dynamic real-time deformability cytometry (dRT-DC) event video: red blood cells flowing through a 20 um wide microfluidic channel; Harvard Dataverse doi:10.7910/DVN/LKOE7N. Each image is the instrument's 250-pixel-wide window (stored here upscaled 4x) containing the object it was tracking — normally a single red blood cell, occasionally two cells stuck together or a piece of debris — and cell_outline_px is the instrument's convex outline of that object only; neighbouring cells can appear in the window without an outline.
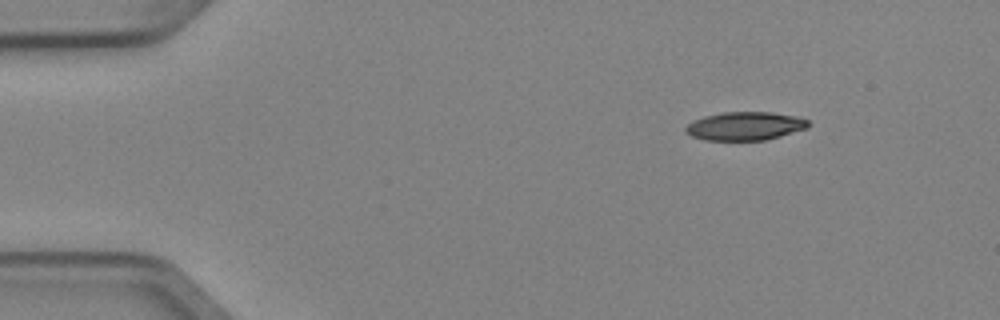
{"species": "Egyptian fruit bat (a non-hibernating species)", "species_latin": "Rousettus aegyptiacus", "temperature_condition": "cold", "stored_images_in_passage": 4, "camera_frame_rate_fps": 3000, "um_per_image_px": 0.085, "animal": {"sex": "female"}, "frame": {"image": 1, "passage_image": 1, "time_ms": 0.0, "image_size_px": [1000, 320], "cell_outline_px": [[808, 128], [780, 136], [764, 140], [704, 140], [692, 136], [684, 132], [684, 128], [688, 124], [704, 116], [724, 112], [768, 112], [796, 116], [808, 120]], "centroid_in_image_um": [63.31, 10.72], "position_along_channel_um": 21.7, "area_um2": 20.17}}
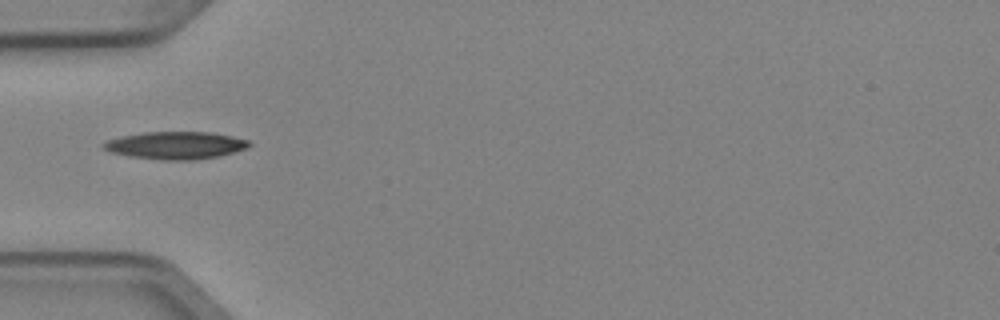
{"frame": {"image": 2, "passage_image": 4, "time_ms": 1.0, "image_size_px": [1000, 320], "cell_outline_px": [[252, 144], [244, 148], [232, 152], [216, 156], [192, 160], [164, 160], [132, 156], [112, 152], [104, 148], [100, 144], [108, 140], [120, 136], [144, 132], [212, 132], [232, 136], [248, 140]], "centroid_in_image_um": [14.91, 12.34], "position_along_channel_um": 70.1, "area_um2": 23.0}}